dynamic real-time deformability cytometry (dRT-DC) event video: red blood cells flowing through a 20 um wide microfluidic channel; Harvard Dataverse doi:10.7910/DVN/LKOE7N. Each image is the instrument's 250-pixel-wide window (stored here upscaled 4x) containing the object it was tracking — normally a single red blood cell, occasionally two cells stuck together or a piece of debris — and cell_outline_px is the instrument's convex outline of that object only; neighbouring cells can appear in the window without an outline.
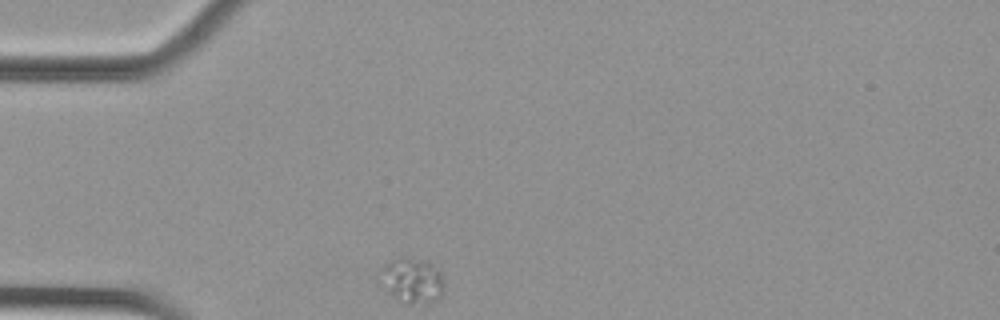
{"species": "Egyptian fruit bat (a non-hibernating species)", "species_latin": "Rousettus aegyptiacus", "temperature_condition": "cold", "stored_images_in_passage": 42, "camera_frame_rate_fps": 3000, "um_per_image_px": 0.085, "animal": {"sex": "female"}, "frame": {"image": 1, "passage_image": 1, "time_ms": 0.0, "image_size_px": [1000, 320], "cell_outline_px": [[444, 292], [440, 300], [428, 304], [404, 304], [396, 300], [380, 288], [376, 280], [380, 268], [384, 264], [392, 260], [404, 256], [424, 260], [440, 272], [444, 280]], "centroid_in_image_um": [34.96, 23.89], "position_along_channel_um": 50.0, "area_um2": 17.98}}
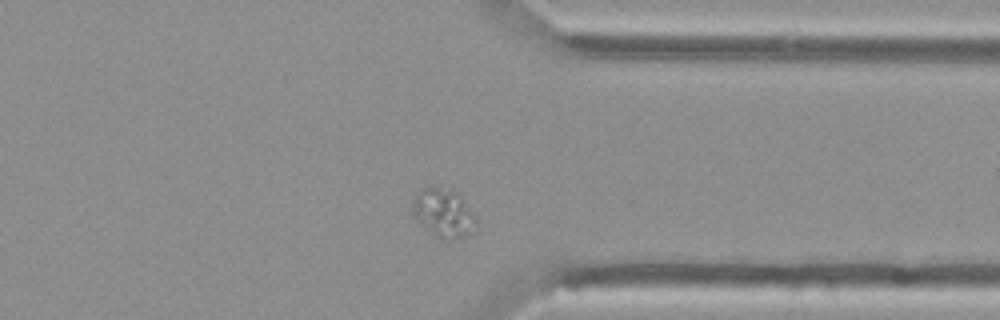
{"frame": {"image": 2, "passage_image": 30, "time_ms": 9.667, "image_size_px": [1000, 320], "cell_outline_px": [[476, 220], [460, 236], [440, 236], [432, 232], [420, 224], [412, 212], [412, 200], [416, 192], [424, 188], [452, 188], [464, 200]], "centroid_in_image_um": [37.58, 17.98], "position_along_channel_um": 373.8, "area_um2": 16.65}}
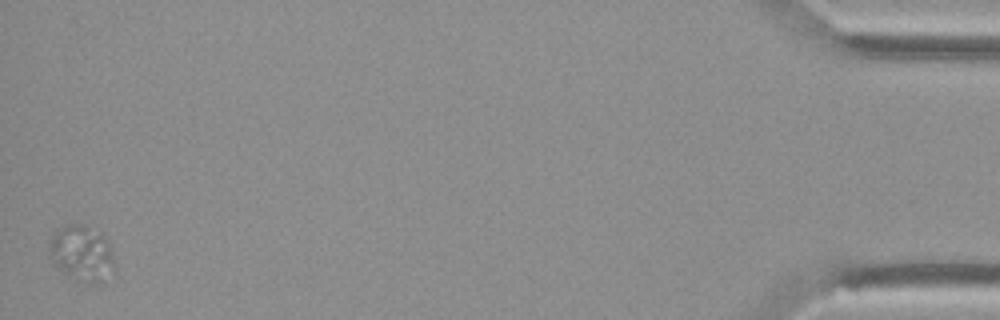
{"frame": {"image": 3, "passage_image": 42, "time_ms": 13.667, "image_size_px": [1000, 320], "cell_outline_px": [[116, 268], [104, 284], [84, 284], [64, 272], [52, 260], [48, 252], [48, 248], [52, 236], [60, 228], [68, 224], [80, 224], [104, 236], [108, 240]], "centroid_in_image_um": [7.0, 21.6], "position_along_channel_um": 428.2, "area_um2": 21.27}}